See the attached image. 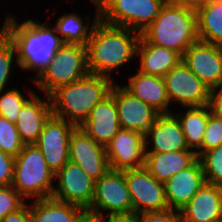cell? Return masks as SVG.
Returning <instances> with one entry per match:
<instances>
[{
    "label": "cell",
    "instance_id": "obj_30",
    "mask_svg": "<svg viewBox=\"0 0 222 222\" xmlns=\"http://www.w3.org/2000/svg\"><path fill=\"white\" fill-rule=\"evenodd\" d=\"M14 64V65H13ZM19 68L17 53L13 42L0 29V92L9 89L13 77L14 66ZM12 76V77H11Z\"/></svg>",
    "mask_w": 222,
    "mask_h": 222
},
{
    "label": "cell",
    "instance_id": "obj_20",
    "mask_svg": "<svg viewBox=\"0 0 222 222\" xmlns=\"http://www.w3.org/2000/svg\"><path fill=\"white\" fill-rule=\"evenodd\" d=\"M52 114L50 97L45 94L40 97L36 92L22 106L15 125L24 145L37 143L45 122Z\"/></svg>",
    "mask_w": 222,
    "mask_h": 222
},
{
    "label": "cell",
    "instance_id": "obj_24",
    "mask_svg": "<svg viewBox=\"0 0 222 222\" xmlns=\"http://www.w3.org/2000/svg\"><path fill=\"white\" fill-rule=\"evenodd\" d=\"M94 6V16L91 18L86 14L85 17L78 13H61L56 22L53 24L57 33L63 40L64 44H78L86 46L91 36L92 30L99 20L98 0H89Z\"/></svg>",
    "mask_w": 222,
    "mask_h": 222
},
{
    "label": "cell",
    "instance_id": "obj_5",
    "mask_svg": "<svg viewBox=\"0 0 222 222\" xmlns=\"http://www.w3.org/2000/svg\"><path fill=\"white\" fill-rule=\"evenodd\" d=\"M55 174L36 144L25 145L15 157L11 186L26 200L51 198Z\"/></svg>",
    "mask_w": 222,
    "mask_h": 222
},
{
    "label": "cell",
    "instance_id": "obj_21",
    "mask_svg": "<svg viewBox=\"0 0 222 222\" xmlns=\"http://www.w3.org/2000/svg\"><path fill=\"white\" fill-rule=\"evenodd\" d=\"M79 128L96 143L106 147L121 129L114 97L110 94L98 103Z\"/></svg>",
    "mask_w": 222,
    "mask_h": 222
},
{
    "label": "cell",
    "instance_id": "obj_19",
    "mask_svg": "<svg viewBox=\"0 0 222 222\" xmlns=\"http://www.w3.org/2000/svg\"><path fill=\"white\" fill-rule=\"evenodd\" d=\"M181 222H222V187L205 183L180 210Z\"/></svg>",
    "mask_w": 222,
    "mask_h": 222
},
{
    "label": "cell",
    "instance_id": "obj_11",
    "mask_svg": "<svg viewBox=\"0 0 222 222\" xmlns=\"http://www.w3.org/2000/svg\"><path fill=\"white\" fill-rule=\"evenodd\" d=\"M51 198L87 210L94 196L95 181L79 165L68 161L56 174ZM57 181V182H56Z\"/></svg>",
    "mask_w": 222,
    "mask_h": 222
},
{
    "label": "cell",
    "instance_id": "obj_33",
    "mask_svg": "<svg viewBox=\"0 0 222 222\" xmlns=\"http://www.w3.org/2000/svg\"><path fill=\"white\" fill-rule=\"evenodd\" d=\"M222 145V122L209 115L202 146L196 151L199 158L205 151Z\"/></svg>",
    "mask_w": 222,
    "mask_h": 222
},
{
    "label": "cell",
    "instance_id": "obj_26",
    "mask_svg": "<svg viewBox=\"0 0 222 222\" xmlns=\"http://www.w3.org/2000/svg\"><path fill=\"white\" fill-rule=\"evenodd\" d=\"M31 222H80L87 212L84 208L53 198L29 202Z\"/></svg>",
    "mask_w": 222,
    "mask_h": 222
},
{
    "label": "cell",
    "instance_id": "obj_18",
    "mask_svg": "<svg viewBox=\"0 0 222 222\" xmlns=\"http://www.w3.org/2000/svg\"><path fill=\"white\" fill-rule=\"evenodd\" d=\"M205 183L203 166L198 158L164 183L169 208L180 211Z\"/></svg>",
    "mask_w": 222,
    "mask_h": 222
},
{
    "label": "cell",
    "instance_id": "obj_17",
    "mask_svg": "<svg viewBox=\"0 0 222 222\" xmlns=\"http://www.w3.org/2000/svg\"><path fill=\"white\" fill-rule=\"evenodd\" d=\"M145 152H176L189 149L181 124L173 114H160L144 135Z\"/></svg>",
    "mask_w": 222,
    "mask_h": 222
},
{
    "label": "cell",
    "instance_id": "obj_32",
    "mask_svg": "<svg viewBox=\"0 0 222 222\" xmlns=\"http://www.w3.org/2000/svg\"><path fill=\"white\" fill-rule=\"evenodd\" d=\"M24 146L16 125L0 116V150L16 157Z\"/></svg>",
    "mask_w": 222,
    "mask_h": 222
},
{
    "label": "cell",
    "instance_id": "obj_29",
    "mask_svg": "<svg viewBox=\"0 0 222 222\" xmlns=\"http://www.w3.org/2000/svg\"><path fill=\"white\" fill-rule=\"evenodd\" d=\"M13 87L0 92V116L15 124L22 106L36 93V90L27 87L26 94L22 92V88Z\"/></svg>",
    "mask_w": 222,
    "mask_h": 222
},
{
    "label": "cell",
    "instance_id": "obj_34",
    "mask_svg": "<svg viewBox=\"0 0 222 222\" xmlns=\"http://www.w3.org/2000/svg\"><path fill=\"white\" fill-rule=\"evenodd\" d=\"M25 203L26 200L11 185L0 187V221Z\"/></svg>",
    "mask_w": 222,
    "mask_h": 222
},
{
    "label": "cell",
    "instance_id": "obj_28",
    "mask_svg": "<svg viewBox=\"0 0 222 222\" xmlns=\"http://www.w3.org/2000/svg\"><path fill=\"white\" fill-rule=\"evenodd\" d=\"M196 13L198 39L222 47V1H211Z\"/></svg>",
    "mask_w": 222,
    "mask_h": 222
},
{
    "label": "cell",
    "instance_id": "obj_14",
    "mask_svg": "<svg viewBox=\"0 0 222 222\" xmlns=\"http://www.w3.org/2000/svg\"><path fill=\"white\" fill-rule=\"evenodd\" d=\"M110 94L117 105V113L121 129L146 134L149 127L160 115L152 106L144 103L130 93L123 85L114 83Z\"/></svg>",
    "mask_w": 222,
    "mask_h": 222
},
{
    "label": "cell",
    "instance_id": "obj_38",
    "mask_svg": "<svg viewBox=\"0 0 222 222\" xmlns=\"http://www.w3.org/2000/svg\"><path fill=\"white\" fill-rule=\"evenodd\" d=\"M94 222H140V217L134 212L129 214H109L94 219Z\"/></svg>",
    "mask_w": 222,
    "mask_h": 222
},
{
    "label": "cell",
    "instance_id": "obj_37",
    "mask_svg": "<svg viewBox=\"0 0 222 222\" xmlns=\"http://www.w3.org/2000/svg\"><path fill=\"white\" fill-rule=\"evenodd\" d=\"M0 222H31L28 201L20 209L8 214Z\"/></svg>",
    "mask_w": 222,
    "mask_h": 222
},
{
    "label": "cell",
    "instance_id": "obj_13",
    "mask_svg": "<svg viewBox=\"0 0 222 222\" xmlns=\"http://www.w3.org/2000/svg\"><path fill=\"white\" fill-rule=\"evenodd\" d=\"M184 64L212 91H222V47L198 40L182 56Z\"/></svg>",
    "mask_w": 222,
    "mask_h": 222
},
{
    "label": "cell",
    "instance_id": "obj_1",
    "mask_svg": "<svg viewBox=\"0 0 222 222\" xmlns=\"http://www.w3.org/2000/svg\"><path fill=\"white\" fill-rule=\"evenodd\" d=\"M1 25V30L13 42L18 66L22 72H33V82L48 66L58 49L64 44L56 29L50 22H39L36 19L17 20L9 12Z\"/></svg>",
    "mask_w": 222,
    "mask_h": 222
},
{
    "label": "cell",
    "instance_id": "obj_10",
    "mask_svg": "<svg viewBox=\"0 0 222 222\" xmlns=\"http://www.w3.org/2000/svg\"><path fill=\"white\" fill-rule=\"evenodd\" d=\"M125 178L135 214L169 209L164 183L145 167L125 170Z\"/></svg>",
    "mask_w": 222,
    "mask_h": 222
},
{
    "label": "cell",
    "instance_id": "obj_41",
    "mask_svg": "<svg viewBox=\"0 0 222 222\" xmlns=\"http://www.w3.org/2000/svg\"><path fill=\"white\" fill-rule=\"evenodd\" d=\"M80 222H94V219L87 214Z\"/></svg>",
    "mask_w": 222,
    "mask_h": 222
},
{
    "label": "cell",
    "instance_id": "obj_8",
    "mask_svg": "<svg viewBox=\"0 0 222 222\" xmlns=\"http://www.w3.org/2000/svg\"><path fill=\"white\" fill-rule=\"evenodd\" d=\"M86 212L93 219L109 214L133 213L125 170L109 169L95 182L92 203Z\"/></svg>",
    "mask_w": 222,
    "mask_h": 222
},
{
    "label": "cell",
    "instance_id": "obj_40",
    "mask_svg": "<svg viewBox=\"0 0 222 222\" xmlns=\"http://www.w3.org/2000/svg\"><path fill=\"white\" fill-rule=\"evenodd\" d=\"M170 4L187 7L197 11L199 8L209 4L211 0H167Z\"/></svg>",
    "mask_w": 222,
    "mask_h": 222
},
{
    "label": "cell",
    "instance_id": "obj_12",
    "mask_svg": "<svg viewBox=\"0 0 222 222\" xmlns=\"http://www.w3.org/2000/svg\"><path fill=\"white\" fill-rule=\"evenodd\" d=\"M76 128L74 124L53 114L44 124L36 146L54 174L69 161V141Z\"/></svg>",
    "mask_w": 222,
    "mask_h": 222
},
{
    "label": "cell",
    "instance_id": "obj_3",
    "mask_svg": "<svg viewBox=\"0 0 222 222\" xmlns=\"http://www.w3.org/2000/svg\"><path fill=\"white\" fill-rule=\"evenodd\" d=\"M116 81L101 75L86 77L55 90L49 97L54 116L79 127L107 96Z\"/></svg>",
    "mask_w": 222,
    "mask_h": 222
},
{
    "label": "cell",
    "instance_id": "obj_25",
    "mask_svg": "<svg viewBox=\"0 0 222 222\" xmlns=\"http://www.w3.org/2000/svg\"><path fill=\"white\" fill-rule=\"evenodd\" d=\"M198 159L192 149L176 152H146L144 167L158 181L165 183L181 170L187 169Z\"/></svg>",
    "mask_w": 222,
    "mask_h": 222
},
{
    "label": "cell",
    "instance_id": "obj_27",
    "mask_svg": "<svg viewBox=\"0 0 222 222\" xmlns=\"http://www.w3.org/2000/svg\"><path fill=\"white\" fill-rule=\"evenodd\" d=\"M184 109V110H183ZM182 111L175 110L172 113L179 120L185 141L189 149L195 152L202 146L206 124L211 114L208 105L200 107H183Z\"/></svg>",
    "mask_w": 222,
    "mask_h": 222
},
{
    "label": "cell",
    "instance_id": "obj_2",
    "mask_svg": "<svg viewBox=\"0 0 222 222\" xmlns=\"http://www.w3.org/2000/svg\"><path fill=\"white\" fill-rule=\"evenodd\" d=\"M140 36L136 31L109 25L99 19L86 45L89 73L115 81L114 73L119 74L121 68L136 60Z\"/></svg>",
    "mask_w": 222,
    "mask_h": 222
},
{
    "label": "cell",
    "instance_id": "obj_9",
    "mask_svg": "<svg viewBox=\"0 0 222 222\" xmlns=\"http://www.w3.org/2000/svg\"><path fill=\"white\" fill-rule=\"evenodd\" d=\"M169 101L180 108L208 105L212 91L181 61L164 77ZM176 103V104H175Z\"/></svg>",
    "mask_w": 222,
    "mask_h": 222
},
{
    "label": "cell",
    "instance_id": "obj_22",
    "mask_svg": "<svg viewBox=\"0 0 222 222\" xmlns=\"http://www.w3.org/2000/svg\"><path fill=\"white\" fill-rule=\"evenodd\" d=\"M136 71V73L129 75L127 82L123 86L160 114L172 113L175 109L171 107L164 79Z\"/></svg>",
    "mask_w": 222,
    "mask_h": 222
},
{
    "label": "cell",
    "instance_id": "obj_4",
    "mask_svg": "<svg viewBox=\"0 0 222 222\" xmlns=\"http://www.w3.org/2000/svg\"><path fill=\"white\" fill-rule=\"evenodd\" d=\"M141 36L150 44L165 47L183 56L186 50L199 40L197 13L166 1L159 15Z\"/></svg>",
    "mask_w": 222,
    "mask_h": 222
},
{
    "label": "cell",
    "instance_id": "obj_7",
    "mask_svg": "<svg viewBox=\"0 0 222 222\" xmlns=\"http://www.w3.org/2000/svg\"><path fill=\"white\" fill-rule=\"evenodd\" d=\"M167 0H98L99 19L106 24L142 33Z\"/></svg>",
    "mask_w": 222,
    "mask_h": 222
},
{
    "label": "cell",
    "instance_id": "obj_35",
    "mask_svg": "<svg viewBox=\"0 0 222 222\" xmlns=\"http://www.w3.org/2000/svg\"><path fill=\"white\" fill-rule=\"evenodd\" d=\"M139 217L140 222H181L180 211L170 208L163 211L145 212Z\"/></svg>",
    "mask_w": 222,
    "mask_h": 222
},
{
    "label": "cell",
    "instance_id": "obj_23",
    "mask_svg": "<svg viewBox=\"0 0 222 222\" xmlns=\"http://www.w3.org/2000/svg\"><path fill=\"white\" fill-rule=\"evenodd\" d=\"M137 59H139V67L136 70L146 75L163 78L182 61V56L173 50L150 44L140 36L136 51V61Z\"/></svg>",
    "mask_w": 222,
    "mask_h": 222
},
{
    "label": "cell",
    "instance_id": "obj_39",
    "mask_svg": "<svg viewBox=\"0 0 222 222\" xmlns=\"http://www.w3.org/2000/svg\"><path fill=\"white\" fill-rule=\"evenodd\" d=\"M211 114L222 122V91L214 92L208 104Z\"/></svg>",
    "mask_w": 222,
    "mask_h": 222
},
{
    "label": "cell",
    "instance_id": "obj_16",
    "mask_svg": "<svg viewBox=\"0 0 222 222\" xmlns=\"http://www.w3.org/2000/svg\"><path fill=\"white\" fill-rule=\"evenodd\" d=\"M105 149L111 170L124 171L145 165V140L142 133L120 129Z\"/></svg>",
    "mask_w": 222,
    "mask_h": 222
},
{
    "label": "cell",
    "instance_id": "obj_31",
    "mask_svg": "<svg viewBox=\"0 0 222 222\" xmlns=\"http://www.w3.org/2000/svg\"><path fill=\"white\" fill-rule=\"evenodd\" d=\"M205 181L222 187V145L205 151L199 157Z\"/></svg>",
    "mask_w": 222,
    "mask_h": 222
},
{
    "label": "cell",
    "instance_id": "obj_36",
    "mask_svg": "<svg viewBox=\"0 0 222 222\" xmlns=\"http://www.w3.org/2000/svg\"><path fill=\"white\" fill-rule=\"evenodd\" d=\"M15 157L0 150V187L10 186L13 181Z\"/></svg>",
    "mask_w": 222,
    "mask_h": 222
},
{
    "label": "cell",
    "instance_id": "obj_6",
    "mask_svg": "<svg viewBox=\"0 0 222 222\" xmlns=\"http://www.w3.org/2000/svg\"><path fill=\"white\" fill-rule=\"evenodd\" d=\"M88 74L86 46L63 44L32 83L40 94L50 96L58 88L74 83Z\"/></svg>",
    "mask_w": 222,
    "mask_h": 222
},
{
    "label": "cell",
    "instance_id": "obj_15",
    "mask_svg": "<svg viewBox=\"0 0 222 222\" xmlns=\"http://www.w3.org/2000/svg\"><path fill=\"white\" fill-rule=\"evenodd\" d=\"M69 160L76 163L95 182L109 169L105 146L96 143L77 127L69 141Z\"/></svg>",
    "mask_w": 222,
    "mask_h": 222
}]
</instances>
